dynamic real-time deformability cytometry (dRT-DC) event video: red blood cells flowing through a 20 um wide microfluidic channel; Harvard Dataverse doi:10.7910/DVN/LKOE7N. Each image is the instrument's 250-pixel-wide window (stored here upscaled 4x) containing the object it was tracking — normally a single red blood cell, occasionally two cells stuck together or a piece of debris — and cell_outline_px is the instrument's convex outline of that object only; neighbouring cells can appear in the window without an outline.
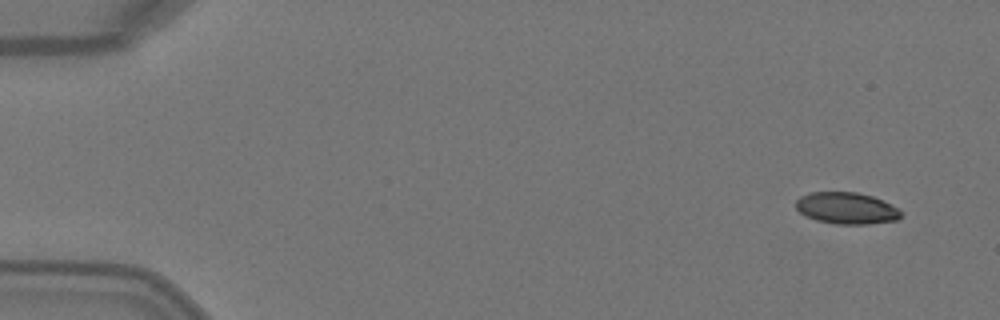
{"species": "Egyptian fruit bat (a non-hibernating species)", "species_latin": "Rousettus aegyptiacus", "temperature_condition": "warm", "stored_images_in_passage": 6, "camera_frame_rate_fps": 3000, "um_per_image_px": 0.085, "animal": {"sex": "female"}, "frame": {"image": 1, "passage_image": 1, "time_ms": 0.0, "image_size_px": [1000, 320], "cell_outline_px": [[900, 216], [896, 220], [868, 224], [836, 224], [816, 220], [804, 216], [796, 208], [796, 200], [800, 196], [808, 192], [856, 192], [872, 196], [900, 208]], "centroid_in_image_um": [71.92, 17.69], "position_along_channel_um": 13.1, "area_um2": 19.42}}
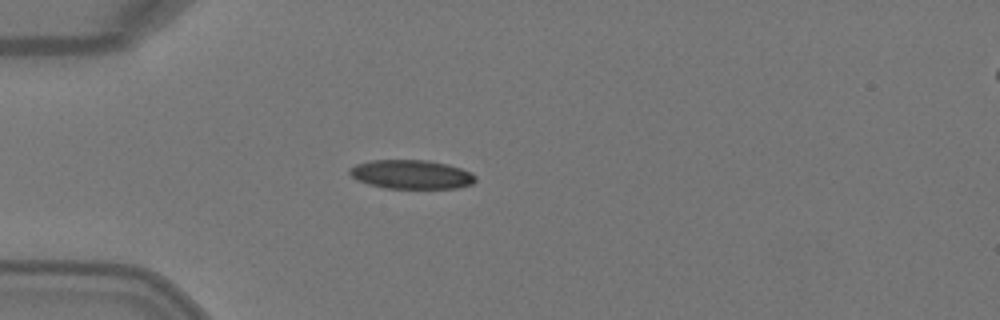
{"frame": {"image": 2, "passage_image": 4, "time_ms": 1.0, "image_size_px": [1000, 320], "cell_outline_px": [[476, 180], [472, 184], [456, 188], [384, 188], [368, 184], [356, 180], [348, 172], [348, 168], [356, 164], [372, 160], [428, 160], [448, 164], [472, 172], [476, 176]], "centroid_in_image_um": [34.95, 14.82], "position_along_channel_um": 50.0, "area_um2": 21.39}}
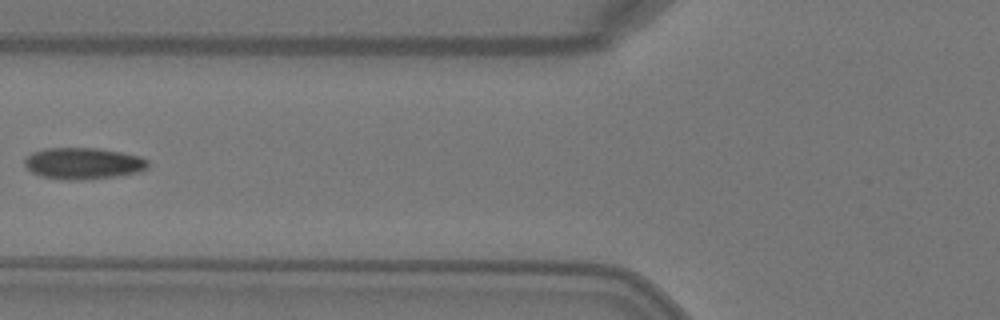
{"frame": {"image": 3, "passage_image": 6, "time_ms": 1.667, "image_size_px": [1000, 320], "cell_outline_px": [[148, 168], [136, 172], [112, 176], [80, 180], [60, 180], [40, 176], [24, 168], [24, 160], [32, 152], [44, 148], [100, 148], [124, 152], [140, 156], [148, 160]], "centroid_in_image_um": [7.03, 13.88], "position_along_channel_um": 118.8, "area_um2": 22.83}}